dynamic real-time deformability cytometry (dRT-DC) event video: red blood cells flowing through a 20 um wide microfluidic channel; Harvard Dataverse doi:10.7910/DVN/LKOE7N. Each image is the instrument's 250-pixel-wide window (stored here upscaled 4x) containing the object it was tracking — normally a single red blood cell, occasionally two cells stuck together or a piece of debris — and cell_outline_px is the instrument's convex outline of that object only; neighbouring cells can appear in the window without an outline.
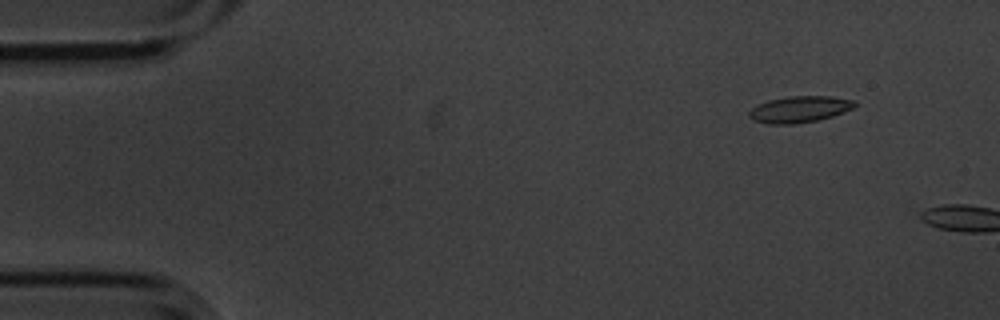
{"species": "common noctule bat (a hibernating species)", "species_latin": "Nyctalus noctula", "temperature_condition": "cold", "stored_images_in_passage": 2, "camera_frame_rate_fps": 3000, "um_per_image_px": 0.085, "animal": {"sex": "male", "body_mass_g": 20.1, "forearm_length_mm": 53.5}, "frame": {"image": 1, "passage_image": 1, "time_ms": 0.0, "image_size_px": [1000, 320], "cell_outline_px": [[856, 104], [852, 108], [844, 112], [832, 116], [816, 120], [792, 124], [768, 124], [752, 120], [748, 116], [748, 112], [756, 104], [768, 100], [788, 96], [832, 96], [856, 100]], "centroid_in_image_um": [67.93, 9.28], "position_along_channel_um": 17.1, "area_um2": 16.36}}